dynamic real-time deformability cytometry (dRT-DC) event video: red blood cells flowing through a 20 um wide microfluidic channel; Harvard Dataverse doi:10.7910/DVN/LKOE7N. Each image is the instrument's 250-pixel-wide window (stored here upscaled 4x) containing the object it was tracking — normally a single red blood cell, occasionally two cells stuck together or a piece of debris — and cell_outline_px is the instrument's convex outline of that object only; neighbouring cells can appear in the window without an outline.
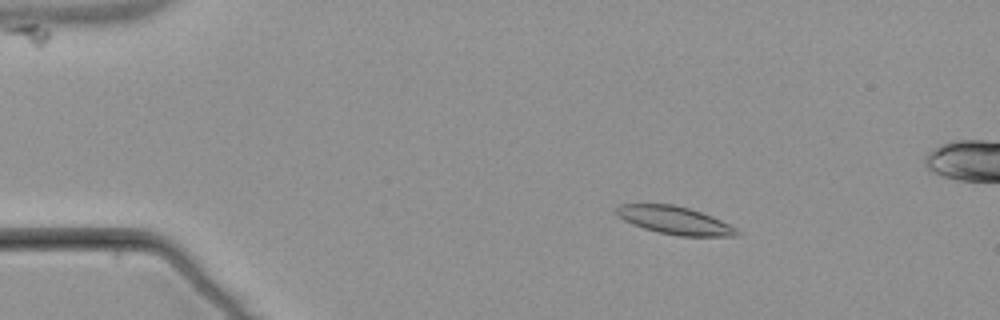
{"species": "common noctule bat (a hibernating species)", "species_latin": "Nyctalus noctula", "temperature_condition": "warm", "stored_images_in_passage": 5, "camera_frame_rate_fps": 3000, "um_per_image_px": 0.085, "animal": {"sex": "male", "body_mass_g": 21.5, "forearm_length_mm": 52.0}, "frame": {"image": 1, "passage_image": 3, "time_ms": 2.667, "image_size_px": [1000, 320], "cell_outline_px": [[740, 236], [680, 236], [660, 232], [644, 228], [632, 224], [616, 216], [616, 204], [672, 204], [688, 208], [712, 216], [736, 228], [740, 232]], "centroid_in_image_um": [57.33, 18.72], "position_along_channel_um": 27.7, "area_um2": 19.48}}